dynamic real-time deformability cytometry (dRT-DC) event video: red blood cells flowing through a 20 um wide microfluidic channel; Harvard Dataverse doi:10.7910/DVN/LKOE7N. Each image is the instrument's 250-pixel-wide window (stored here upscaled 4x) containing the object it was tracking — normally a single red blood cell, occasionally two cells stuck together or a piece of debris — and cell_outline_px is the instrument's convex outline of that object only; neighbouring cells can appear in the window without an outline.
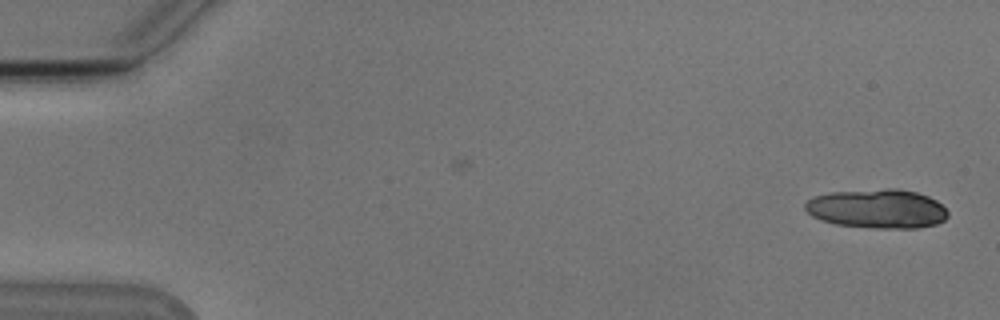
{"species": "Egyptian fruit bat (a non-hibernating species)", "species_latin": "Rousettus aegyptiacus", "temperature_condition": "cold", "stored_images_in_passage": 18, "camera_frame_rate_fps": 3000, "um_per_image_px": 0.085, "animal": {"sex": "male"}, "frame": {"image": 1, "passage_image": 1, "time_ms": 0.0, "image_size_px": [1000, 320], "cell_outline_px": [[948, 216], [944, 220], [936, 224], [920, 228], [872, 228], [836, 224], [820, 220], [812, 216], [804, 208], [804, 204], [808, 200], [816, 196], [832, 192], [888, 188], [896, 188], [916, 192], [928, 196], [936, 200], [948, 212]], "centroid_in_image_um": [74.57, 17.74], "position_along_channel_um": 10.4, "area_um2": 32.6}}
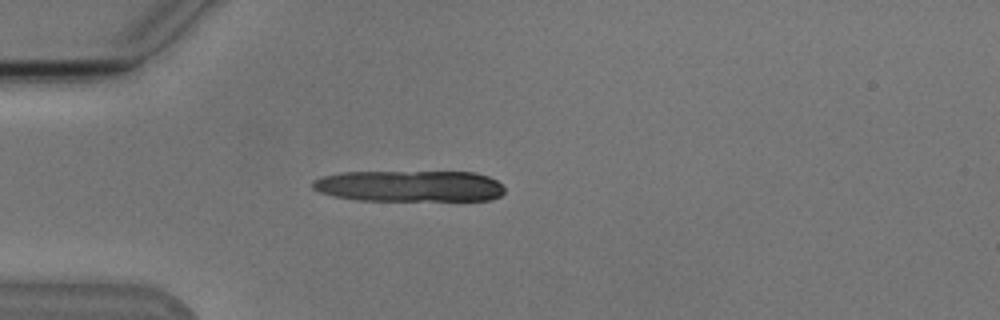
{"frame": {"image": 2, "passage_image": 14, "time_ms": 4.333, "image_size_px": [1000, 320], "cell_outline_px": [[504, 192], [500, 196], [492, 200], [356, 200], [332, 196], [320, 192], [312, 188], [312, 180], [324, 176], [340, 172], [476, 172], [488, 176], [496, 180], [504, 188]], "centroid_in_image_um": [34.81, 15.81], "position_along_channel_um": 50.2, "area_um2": 35.14}}